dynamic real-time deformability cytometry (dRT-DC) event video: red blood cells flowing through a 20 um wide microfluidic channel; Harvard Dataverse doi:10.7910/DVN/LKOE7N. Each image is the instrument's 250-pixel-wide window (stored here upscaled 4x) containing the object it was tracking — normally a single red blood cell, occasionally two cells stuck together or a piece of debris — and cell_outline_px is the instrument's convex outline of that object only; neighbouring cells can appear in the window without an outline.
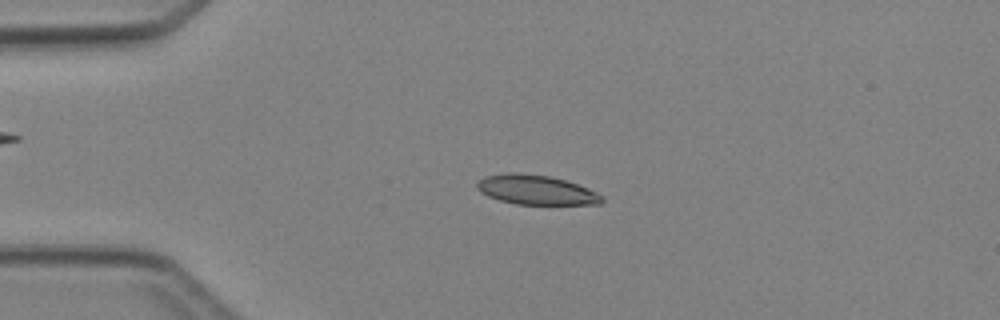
{"species": "Egyptian fruit bat (a non-hibernating species)", "species_latin": "Rousettus aegyptiacus", "temperature_condition": "cold", "stored_images_in_passage": 3, "camera_frame_rate_fps": 3000, "um_per_image_px": 0.085, "animal": {"sex": "female"}, "frame": {"image": 1, "passage_image": 3, "time_ms": 2.333, "image_size_px": [1000, 320], "cell_outline_px": [[604, 200], [600, 204], [516, 204], [500, 200], [488, 196], [480, 192], [476, 188], [476, 184], [484, 176], [508, 172], [516, 172], [552, 176], [588, 188], [604, 196]], "centroid_in_image_um": [45.56, 16.13], "position_along_channel_um": 39.4, "area_um2": 21.56}}